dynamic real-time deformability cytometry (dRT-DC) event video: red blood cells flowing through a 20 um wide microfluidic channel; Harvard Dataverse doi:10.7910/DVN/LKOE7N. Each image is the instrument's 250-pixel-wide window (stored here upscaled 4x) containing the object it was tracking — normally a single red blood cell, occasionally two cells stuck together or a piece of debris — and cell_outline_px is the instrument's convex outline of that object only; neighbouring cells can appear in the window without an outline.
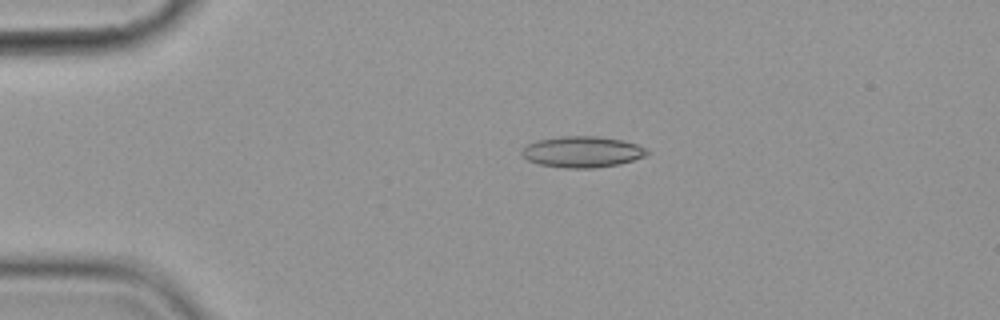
{"species": "common noctule bat (a hibernating species)", "species_latin": "Nyctalus noctula", "temperature_condition": "cold", "stored_images_in_passage": 6, "camera_frame_rate_fps": 3000, "um_per_image_px": 0.085, "animal": {"sex": "female", "body_mass_g": 19.9}, "frame": {"image": 1, "passage_image": 4, "time_ms": 3.333, "image_size_px": [1000, 320], "cell_outline_px": [[652, 152], [644, 156], [620, 164], [596, 168], [564, 168], [540, 164], [528, 160], [520, 152], [528, 144], [536, 140], [560, 136], [596, 136], [620, 140], [636, 144]], "centroid_in_image_um": [49.49, 12.91], "position_along_channel_um": 35.5, "area_um2": 22.6}}